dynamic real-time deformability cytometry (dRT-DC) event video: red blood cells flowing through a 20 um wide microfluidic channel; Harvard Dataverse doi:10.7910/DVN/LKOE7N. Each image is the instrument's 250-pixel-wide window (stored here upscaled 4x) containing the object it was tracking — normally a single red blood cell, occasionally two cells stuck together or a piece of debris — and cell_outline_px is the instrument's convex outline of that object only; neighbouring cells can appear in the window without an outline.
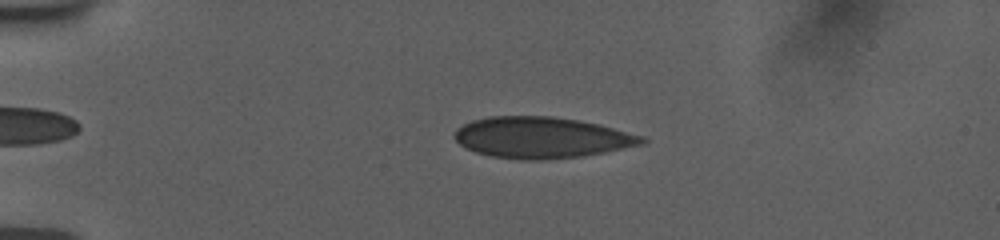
{"species": "human", "species_latin": "Homo sapiens", "temperature_condition": "room temperature", "stored_images_in_passage": 53, "camera_frame_rate_fps": 3000, "um_per_image_px": 0.085, "donor": {"sex": "female"}, "frame": {"image": 1, "passage_image": 12, "time_ms": 3.667, "image_size_px": [1000, 240], "cell_outline_px": [[648, 140], [644, 144], [584, 156], [544, 160], [520, 160], [488, 156], [464, 148], [452, 136], [456, 128], [472, 120], [488, 116], [552, 116], [600, 124], [644, 136]], "centroid_in_image_um": [46.02, 11.7], "position_along_channel_um": 39.0, "area_um2": 45.37}}
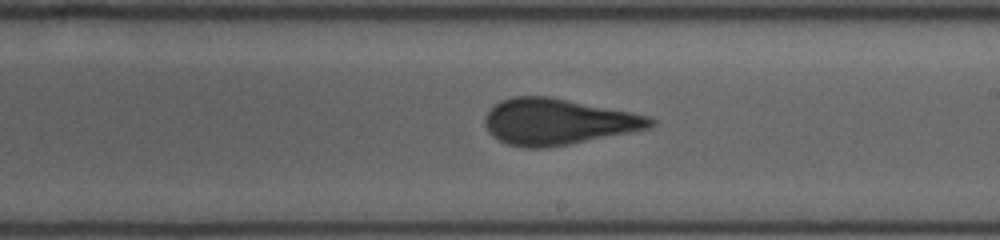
{"frame": {"image": 2, "passage_image": 32, "time_ms": 10.333, "image_size_px": [1000, 240], "cell_outline_px": [[656, 124], [652, 128], [568, 144], [544, 148], [524, 148], [508, 144], [492, 136], [488, 132], [484, 124], [484, 116], [500, 100], [512, 96], [548, 96], [632, 112], [652, 116], [656, 120]], "centroid_in_image_um": [47.43, 10.34], "position_along_channel_um": 241.6, "area_um2": 44.56}}
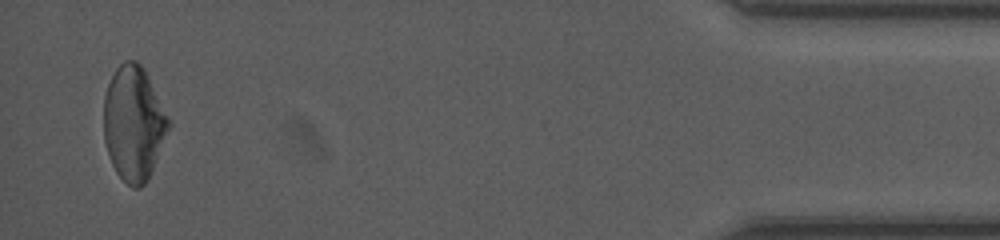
{"frame": {"image": 3, "passage_image": 52, "time_ms": 17.0, "image_size_px": [1000, 240], "cell_outline_px": [[172, 124], [148, 180], [140, 188], [132, 188], [116, 172], [108, 156], [104, 140], [104, 96], [108, 84], [116, 68], [124, 60], [136, 60], [144, 68]], "centroid_in_image_um": [11.37, 10.49], "position_along_channel_um": 423.8, "area_um2": 43.41}}